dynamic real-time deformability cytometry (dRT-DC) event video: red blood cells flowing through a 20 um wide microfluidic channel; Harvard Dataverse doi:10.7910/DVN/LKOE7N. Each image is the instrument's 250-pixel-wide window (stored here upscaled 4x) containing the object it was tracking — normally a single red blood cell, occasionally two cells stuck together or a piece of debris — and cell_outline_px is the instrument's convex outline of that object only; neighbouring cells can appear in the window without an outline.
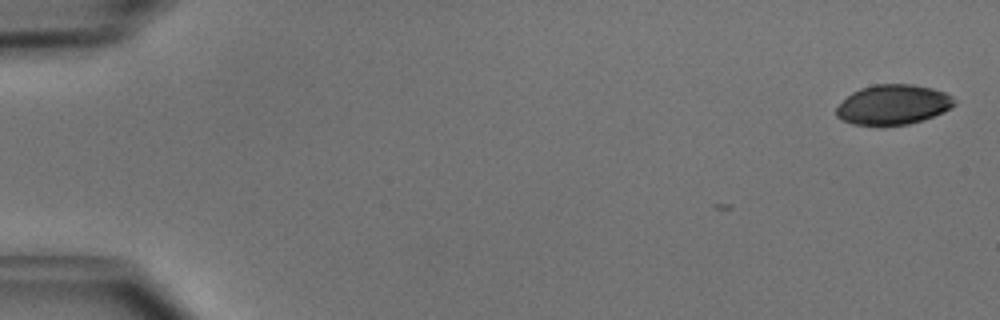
{"species": "common noctule bat (a hibernating species)", "species_latin": "Nyctalus noctula", "temperature_condition": "cold", "stored_images_in_passage": 9, "camera_frame_rate_fps": 3000, "um_per_image_px": 0.085, "animal": {"sex": "male", "body_mass_g": 15.6}, "frame": {"image": 1, "passage_image": 1, "time_ms": 0.0, "image_size_px": [1000, 320], "cell_outline_px": [[956, 104], [944, 112], [924, 120], [908, 124], [852, 124], [836, 116], [836, 108], [852, 92], [860, 88], [872, 84], [912, 84], [932, 88], [944, 92], [952, 96], [956, 100]], "centroid_in_image_um": [75.95, 8.88], "position_along_channel_um": 9.1, "area_um2": 27.28}}